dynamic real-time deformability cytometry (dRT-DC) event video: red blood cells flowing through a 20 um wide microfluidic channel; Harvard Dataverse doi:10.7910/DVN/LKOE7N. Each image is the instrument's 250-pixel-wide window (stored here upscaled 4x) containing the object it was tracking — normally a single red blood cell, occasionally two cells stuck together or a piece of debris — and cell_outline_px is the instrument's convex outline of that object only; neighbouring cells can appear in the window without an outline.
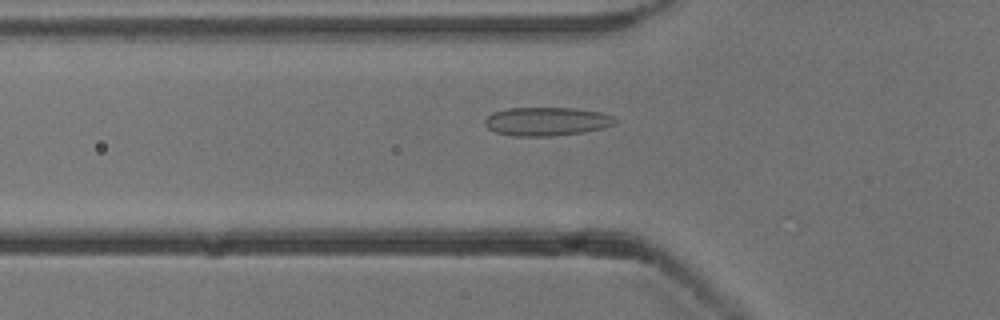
{"species": "common noctule bat (a hibernating species)", "species_latin": "Nyctalus noctula", "temperature_condition": "cold", "stored_images_in_passage": 48, "camera_frame_rate_fps": 3000, "um_per_image_px": 0.085, "animal": {"sex": "male", "body_mass_g": 13.3}, "frame": {"image": 1, "passage_image": 18, "time_ms": 5.667, "image_size_px": [1000, 320], "cell_outline_px": [[616, 120], [612, 124], [604, 128], [584, 132], [552, 136], [512, 136], [496, 132], [488, 128], [484, 124], [484, 120], [492, 112], [508, 108], [576, 108], [600, 112], [612, 116]], "centroid_in_image_um": [46.43, 10.32], "position_along_channel_um": 79.4, "area_um2": 21.68}}
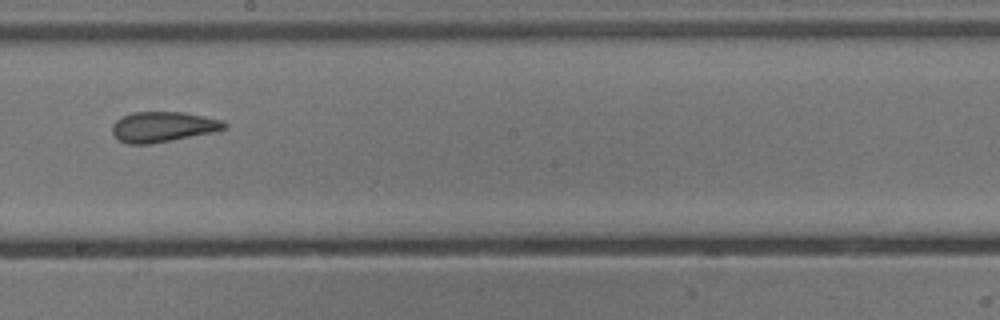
{"frame": {"image": 2, "passage_image": 30, "time_ms": 9.667, "image_size_px": [1000, 320], "cell_outline_px": [[228, 128], [212, 132], [172, 140], [148, 144], [128, 144], [120, 140], [112, 132], [112, 124], [120, 116], [132, 112], [184, 112], [204, 116], [220, 120], [228, 124]], "centroid_in_image_um": [13.83, 10.77], "position_along_channel_um": 234.4, "area_um2": 19.77}}
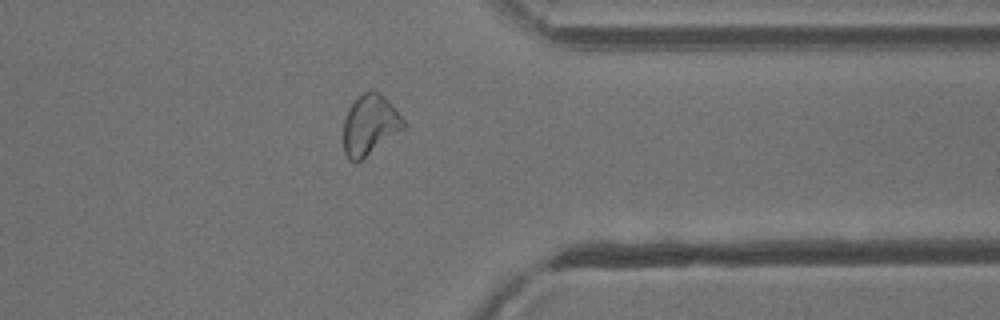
{"frame": {"image": 3, "passage_image": 42, "time_ms": 13.667, "image_size_px": [1000, 320], "cell_outline_px": [[404, 128], [360, 160], [348, 160], [344, 152], [344, 120], [348, 108], [356, 96], [368, 88], [372, 88], [384, 96], [392, 104], [404, 120]], "centroid_in_image_um": [31.41, 10.54], "position_along_channel_um": 380.0, "area_um2": 20.98}}